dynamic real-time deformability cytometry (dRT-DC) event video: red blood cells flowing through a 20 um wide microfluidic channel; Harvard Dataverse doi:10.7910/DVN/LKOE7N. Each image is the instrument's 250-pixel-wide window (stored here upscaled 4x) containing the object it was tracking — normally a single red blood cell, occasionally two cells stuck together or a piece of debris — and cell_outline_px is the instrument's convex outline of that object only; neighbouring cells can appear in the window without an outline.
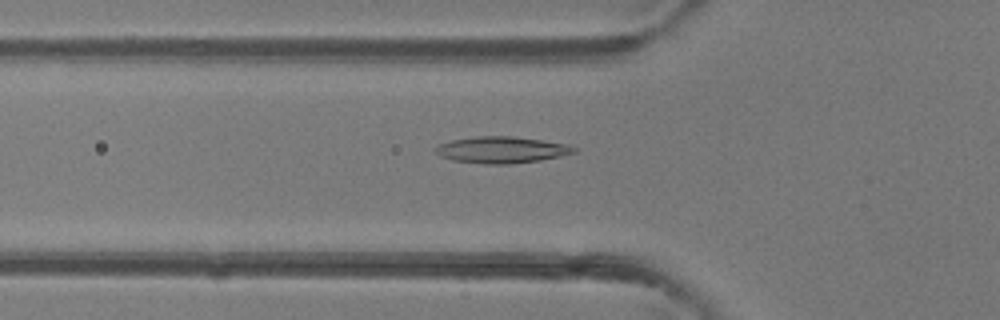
{"species": "common noctule bat (a hibernating species)", "species_latin": "Nyctalus noctula", "temperature_condition": "room temperature", "stored_images_in_passage": 42, "camera_frame_rate_fps": 3000, "um_per_image_px": 0.085, "animal": {"sex": "female"}, "frame": {"image": 1, "passage_image": 11, "time_ms": 3.333, "image_size_px": [1000, 320], "cell_outline_px": [[576, 152], [560, 156], [540, 160], [508, 164], [484, 164], [452, 160], [440, 156], [432, 148], [436, 144], [452, 140], [476, 136], [512, 136], [544, 140], [572, 144], [576, 148]], "centroid_in_image_um": [42.63, 12.73], "position_along_channel_um": 83.2, "area_um2": 21.68}}
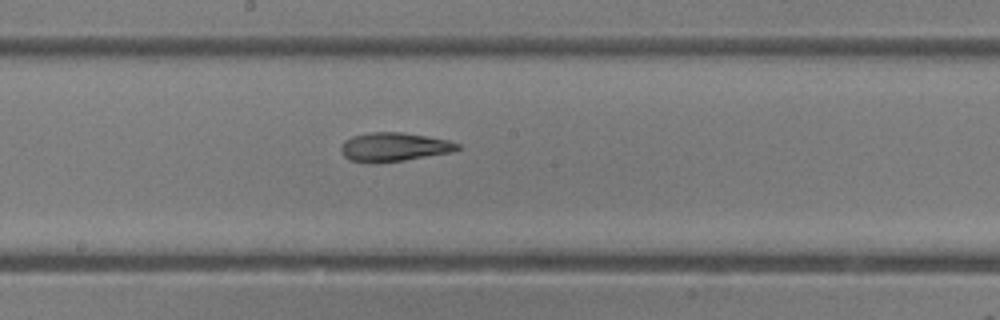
{"frame": {"image": 2, "passage_image": 20, "time_ms": 6.333, "image_size_px": [1000, 320], "cell_outline_px": [[460, 148], [452, 152], [404, 160], [376, 164], [368, 164], [348, 160], [340, 152], [340, 148], [344, 140], [352, 136], [372, 132], [404, 132], [428, 136], [448, 140], [460, 144]], "centroid_in_image_um": [33.44, 12.51], "position_along_channel_um": 214.8, "area_um2": 19.94}}
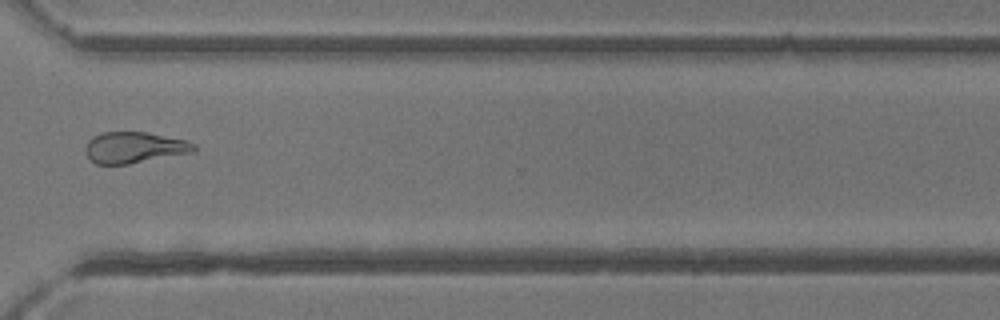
{"frame": {"image": 3, "passage_image": 30, "time_ms": 9.667, "image_size_px": [1000, 320], "cell_outline_px": [[196, 148], [192, 152], [128, 164], [96, 164], [88, 160], [84, 152], [84, 148], [88, 140], [92, 136], [104, 132], [144, 132], [188, 140], [196, 144]], "centroid_in_image_um": [11.36, 12.54], "position_along_channel_um": 359.2, "area_um2": 19.83}, "authors_computed_cell_mechanics": {"area_um2": 20.1722, "velocity_mm_per_s": 4.3506, "shape_relaxation_time_tau1_ms": 5.9835, "shape_relaxation_time_tau2_ms": 4.6749, "deformation_change_tau1": 0.1888, "deformation_change_tau2": 0.1548}}